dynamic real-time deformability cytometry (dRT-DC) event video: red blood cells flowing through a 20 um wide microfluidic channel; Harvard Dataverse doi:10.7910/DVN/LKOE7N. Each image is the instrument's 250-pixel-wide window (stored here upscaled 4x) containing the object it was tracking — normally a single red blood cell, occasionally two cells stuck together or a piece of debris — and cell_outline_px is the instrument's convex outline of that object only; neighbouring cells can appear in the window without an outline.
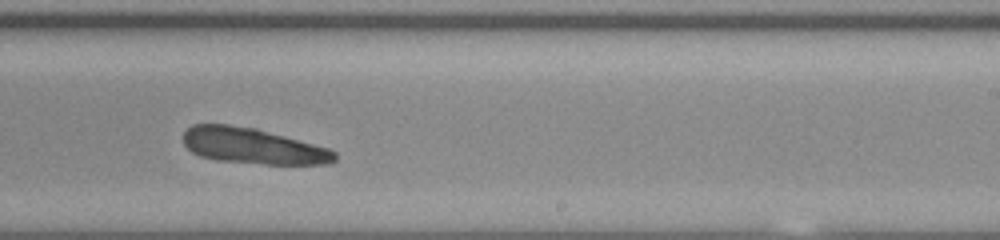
{"species": "common noctule bat (a hibernating species)", "species_latin": "Nyctalus noctula", "temperature_condition": "room temperature", "stored_images_in_passage": 45, "segment_of_instrument_passage": [2, 2], "camera_frame_rate_fps": 3000, "um_per_image_px": 0.085, "animal": {"sex": "male", "body_mass_g": 20.0, "forearm_length_mm": 53.3}, "frame": {"image": 1, "passage_image": 30, "time_ms": 9.667, "image_size_px": [1000, 240], "cell_outline_px": [[336, 160], [328, 164], [264, 164], [216, 160], [200, 156], [192, 152], [184, 144], [184, 132], [192, 124], [228, 124], [256, 128], [332, 148], [336, 152]], "centroid_in_image_um": [21.53, 12.4], "position_along_channel_um": 267.5, "area_um2": 31.85}}